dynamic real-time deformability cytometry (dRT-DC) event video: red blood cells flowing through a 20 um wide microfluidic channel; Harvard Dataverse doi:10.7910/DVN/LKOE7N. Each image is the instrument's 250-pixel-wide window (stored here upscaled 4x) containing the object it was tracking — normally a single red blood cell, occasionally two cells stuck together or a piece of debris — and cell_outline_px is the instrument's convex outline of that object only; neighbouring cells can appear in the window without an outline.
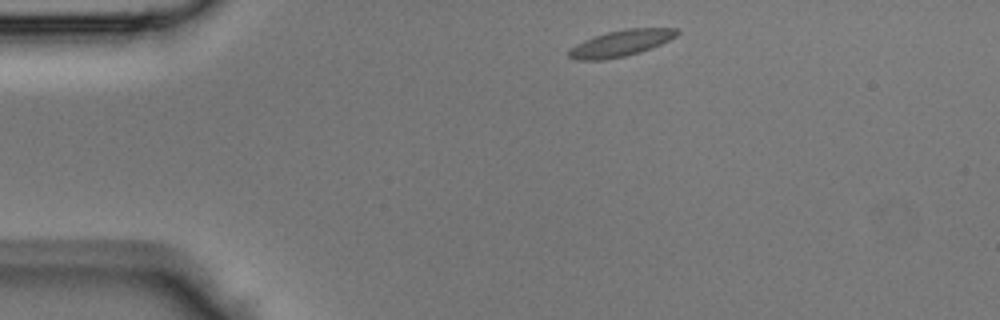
{"species": "Egyptian fruit bat (a non-hibernating species)", "species_latin": "Rousettus aegyptiacus", "temperature_condition": "room temperature", "stored_images_in_passage": 36, "camera_frame_rate_fps": 3000, "um_per_image_px": 0.085, "animal": {"sex": "male"}, "frame": {"image": 1, "passage_image": 1, "time_ms": 0.0, "image_size_px": [1000, 320], "cell_outline_px": [[680, 32], [676, 36], [652, 48], [640, 52], [624, 56], [604, 60], [576, 60], [568, 56], [568, 52], [576, 44], [584, 40], [608, 32], [624, 28], [676, 28]], "centroid_in_image_um": [52.78, 3.67], "position_along_channel_um": 32.2, "area_um2": 16.42}}
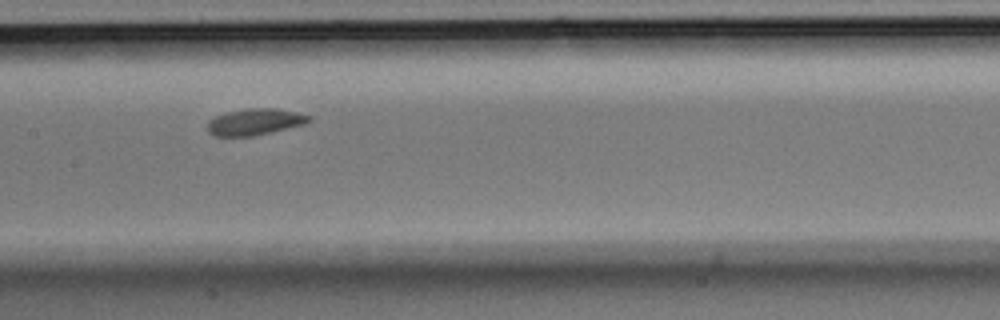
{"frame": {"image": 2, "passage_image": 14, "time_ms": 4.333, "image_size_px": [1000, 320], "cell_outline_px": [[312, 120], [304, 124], [256, 136], [216, 136], [208, 132], [208, 120], [216, 116], [228, 112], [244, 108], [276, 108], [296, 112], [312, 116]], "centroid_in_image_um": [21.68, 10.35], "position_along_channel_um": 185.7, "area_um2": 15.72}}
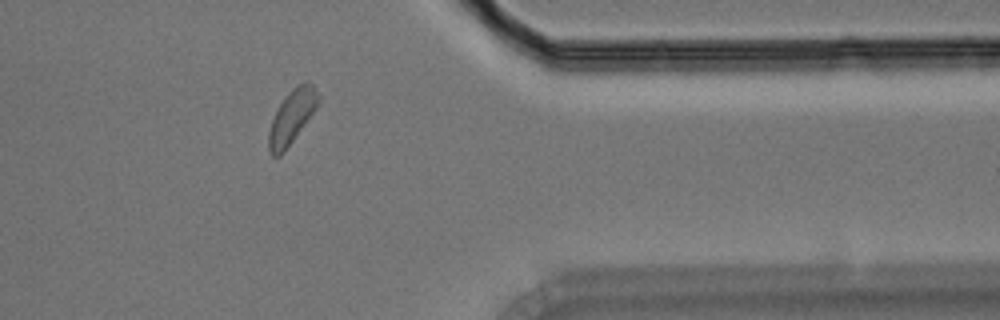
{"frame": {"image": 3, "passage_image": 28, "time_ms": 9.0, "image_size_px": [1000, 320], "cell_outline_px": [[320, 100], [316, 108], [284, 152], [280, 156], [272, 156], [268, 152], [268, 132], [272, 120], [280, 104], [288, 92], [296, 84], [304, 80], [308, 80], [312, 84], [320, 96]], "centroid_in_image_um": [24.8, 9.9], "position_along_channel_um": 386.6, "area_um2": 15.49}}